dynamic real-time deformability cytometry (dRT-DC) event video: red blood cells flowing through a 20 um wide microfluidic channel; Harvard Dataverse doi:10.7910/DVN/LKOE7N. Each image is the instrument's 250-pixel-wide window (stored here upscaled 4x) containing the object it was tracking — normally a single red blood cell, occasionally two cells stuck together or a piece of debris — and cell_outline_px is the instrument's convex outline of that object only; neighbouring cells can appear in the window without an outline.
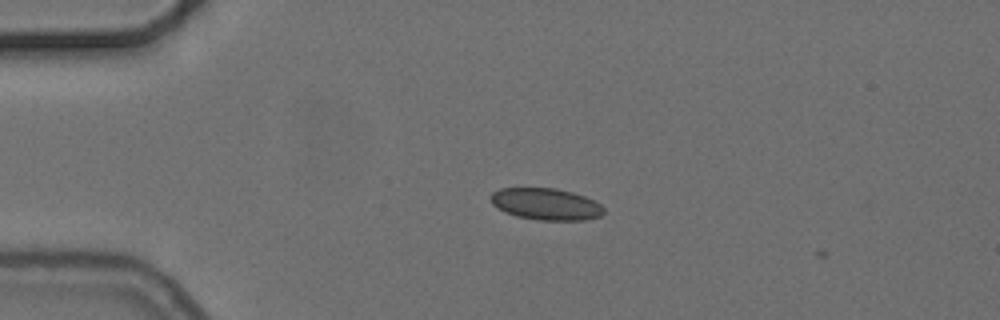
{"species": "common noctule bat (a hibernating species)", "species_latin": "Nyctalus noctula", "temperature_condition": "cold", "stored_images_in_passage": 2, "camera_frame_rate_fps": 3000, "um_per_image_px": 0.085, "animal": {"sex": "female", "body_mass_g": 24.6, "forearm_length_mm": 56.2}, "frame": {"image": 1, "passage_image": 1, "time_ms": 0.0, "image_size_px": [1000, 320], "cell_outline_px": [[604, 212], [600, 216], [584, 220], [540, 220], [516, 216], [504, 212], [496, 208], [492, 204], [488, 196], [492, 192], [500, 188], [556, 188], [572, 192], [584, 196], [600, 204], [604, 208]], "centroid_in_image_um": [46.35, 17.34], "position_along_channel_um": 38.6, "area_um2": 21.04}}